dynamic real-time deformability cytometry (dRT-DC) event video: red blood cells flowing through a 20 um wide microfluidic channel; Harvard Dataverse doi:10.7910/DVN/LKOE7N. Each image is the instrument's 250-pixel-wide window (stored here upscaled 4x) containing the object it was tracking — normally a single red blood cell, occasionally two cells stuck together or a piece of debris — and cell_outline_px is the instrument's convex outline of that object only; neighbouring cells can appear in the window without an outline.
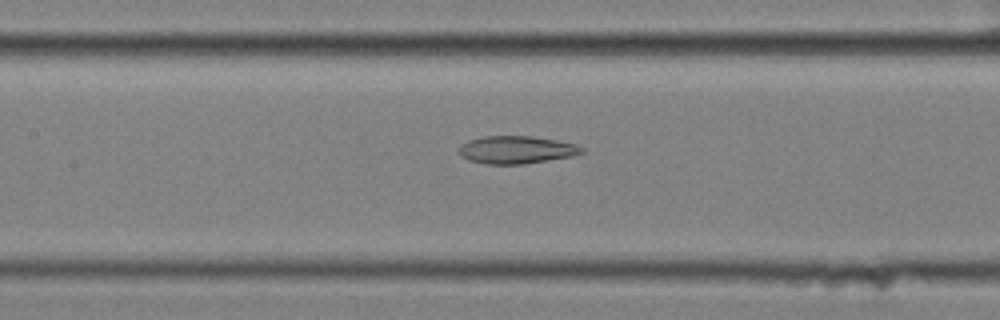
{"species": "common noctule bat (a hibernating species)", "species_latin": "Nyctalus noctula", "temperature_condition": "cold", "stored_images_in_passage": 58, "camera_frame_rate_fps": 3000, "um_per_image_px": 0.085, "animal": {"sex": "female", "body_mass_g": 25.1}, "frame": {"image": 1, "passage_image": 27, "time_ms": 8.667, "image_size_px": [1000, 320], "cell_outline_px": [[584, 152], [572, 156], [524, 164], [484, 164], [468, 160], [460, 156], [460, 144], [468, 140], [484, 136], [532, 136], [556, 140], [576, 144], [584, 148]], "centroid_in_image_um": [43.88, 12.73], "position_along_channel_um": 163.5, "area_um2": 19.88}}
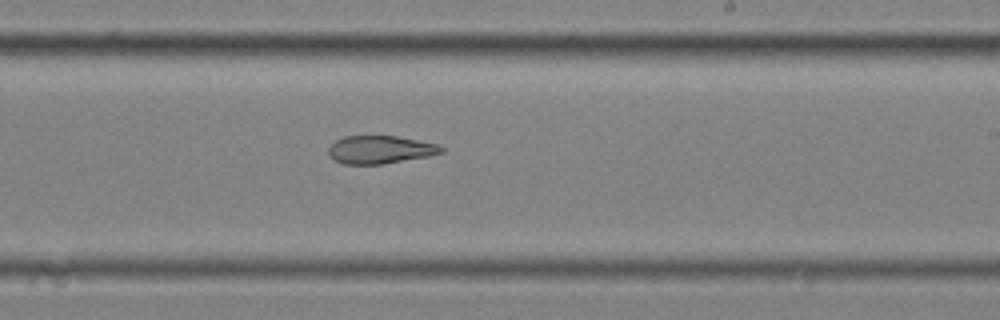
{"frame": {"image": 2, "passage_image": 35, "time_ms": 11.333, "image_size_px": [1000, 320], "cell_outline_px": [[444, 152], [428, 156], [384, 164], [344, 164], [336, 160], [328, 152], [328, 148], [336, 140], [344, 136], [396, 136], [436, 144], [444, 148]], "centroid_in_image_um": [32.32, 12.72], "position_along_channel_um": 256.7, "area_um2": 18.15}}
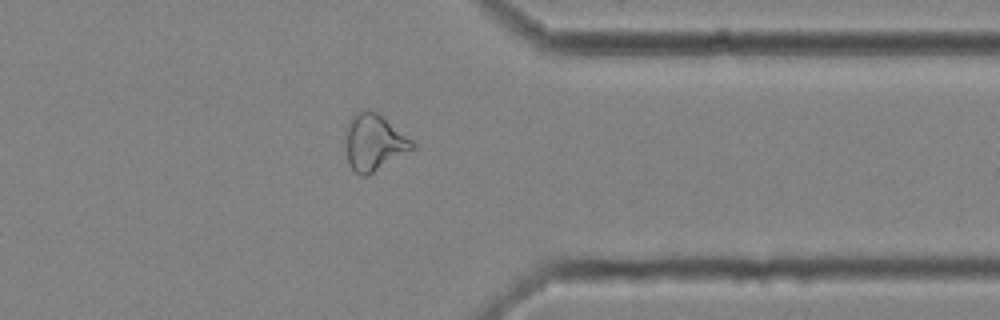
{"frame": {"image": 3, "passage_image": 46, "time_ms": 15.0, "image_size_px": [1000, 320], "cell_outline_px": [[416, 148], [368, 176], [360, 176], [352, 168], [348, 160], [344, 136], [348, 120], [360, 108], [368, 108], [384, 116], [412, 140], [416, 144]], "centroid_in_image_um": [31.79, 12.07], "position_along_channel_um": 379.6, "area_um2": 22.54}, "authors_computed_cell_mechanics": {"area_um2": 24.1893, "velocity_mm_per_s": 3.5053, "shape_relaxation_time_tau1_ms": null, "shape_relaxation_time_tau2_ms": 4.3726, "deformation_change_tau1": null, "deformation_change_tau2": 0.1283}}